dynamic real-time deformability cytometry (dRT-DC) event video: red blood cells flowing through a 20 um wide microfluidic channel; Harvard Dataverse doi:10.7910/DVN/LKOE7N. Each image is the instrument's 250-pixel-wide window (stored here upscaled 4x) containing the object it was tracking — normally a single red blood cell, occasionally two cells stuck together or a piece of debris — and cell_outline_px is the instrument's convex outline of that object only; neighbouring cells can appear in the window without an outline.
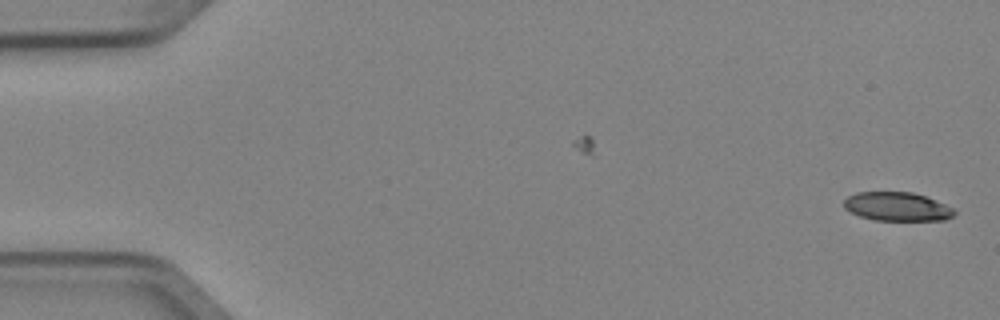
{"species": "Egyptian fruit bat (a non-hibernating species)", "species_latin": "Rousettus aegyptiacus", "temperature_condition": "cold", "stored_images_in_passage": 2, "camera_frame_rate_fps": 3000, "um_per_image_px": 0.085, "animal": {"sex": "female"}, "frame": {"image": 1, "passage_image": 2, "time_ms": 0.333, "image_size_px": [1000, 320], "cell_outline_px": [[956, 212], [952, 216], [944, 220], [876, 220], [860, 216], [844, 208], [844, 200], [848, 196], [856, 192], [912, 192], [936, 200], [956, 208]], "centroid_in_image_um": [76.28, 17.55], "position_along_channel_um": 8.7, "area_um2": 18.5}}